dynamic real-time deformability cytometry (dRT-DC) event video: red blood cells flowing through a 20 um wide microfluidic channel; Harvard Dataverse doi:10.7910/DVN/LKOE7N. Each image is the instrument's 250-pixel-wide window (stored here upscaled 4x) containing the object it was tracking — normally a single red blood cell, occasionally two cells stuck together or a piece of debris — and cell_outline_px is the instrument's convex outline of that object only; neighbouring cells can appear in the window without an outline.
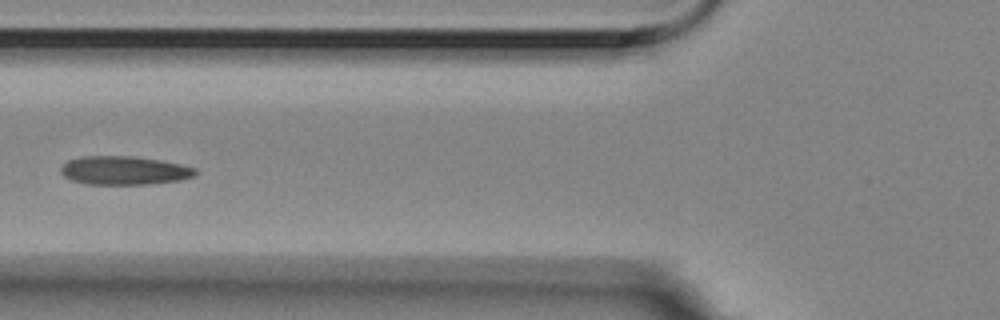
{"species": "Egyptian fruit bat (a non-hibernating species)", "species_latin": "Rousettus aegyptiacus", "temperature_condition": "room temperature", "stored_images_in_passage": 6, "camera_frame_rate_fps": 3000, "um_per_image_px": 0.085, "animal": {"sex": "female"}, "frame": {"image": 1, "passage_image": 6, "time_ms": 1.667, "image_size_px": [1000, 320], "cell_outline_px": [[196, 172], [192, 176], [180, 180], [148, 184], [88, 184], [72, 180], [64, 176], [60, 172], [60, 168], [68, 160], [84, 156], [132, 156], [160, 160], [180, 164], [196, 168]], "centroid_in_image_um": [10.53, 14.48], "position_along_channel_um": 115.3, "area_um2": 22.25}}